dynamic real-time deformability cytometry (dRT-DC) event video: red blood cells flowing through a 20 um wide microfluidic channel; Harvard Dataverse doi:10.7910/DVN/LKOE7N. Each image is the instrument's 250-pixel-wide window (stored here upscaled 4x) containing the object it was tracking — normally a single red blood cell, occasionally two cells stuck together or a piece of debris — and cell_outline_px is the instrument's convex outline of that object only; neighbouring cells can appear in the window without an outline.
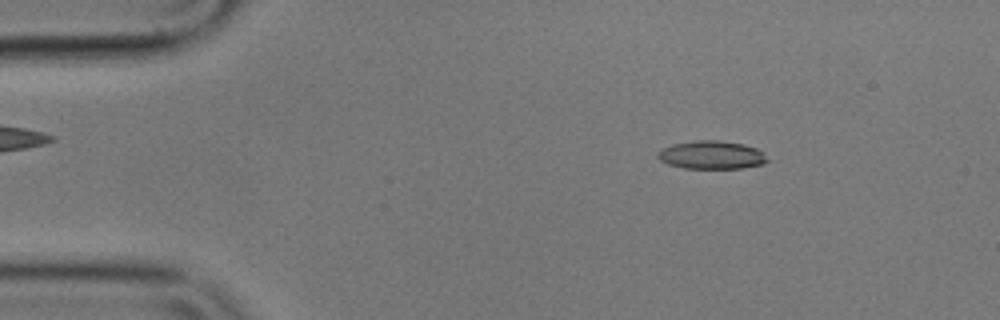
{"species": "common noctule bat (a hibernating species)", "species_latin": "Nyctalus noctula", "temperature_condition": "cold", "stored_images_in_passage": 56, "camera_frame_rate_fps": 3000, "um_per_image_px": 0.085, "animal": {"sex": "male", "body_mass_g": 17.9}, "frame": {"image": 1, "passage_image": 8, "time_ms": 2.333, "image_size_px": [1000, 320], "cell_outline_px": [[768, 160], [764, 164], [744, 168], [684, 168], [668, 164], [660, 160], [656, 156], [660, 148], [672, 144], [696, 140], [720, 140], [744, 144], [756, 148], [764, 152]], "centroid_in_image_um": [60.48, 13.16], "position_along_channel_um": 24.5, "area_um2": 18.21}}
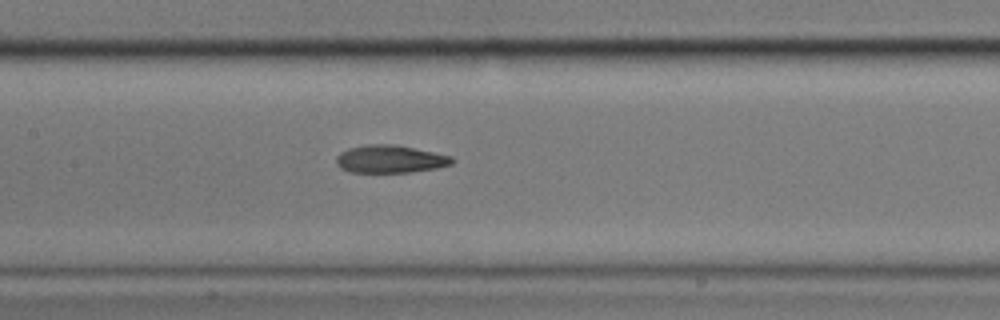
{"frame": {"image": 2, "passage_image": 26, "time_ms": 8.333, "image_size_px": [1000, 320], "cell_outline_px": [[456, 160], [452, 164], [436, 168], [408, 172], [348, 172], [340, 168], [336, 164], [336, 156], [340, 152], [348, 148], [368, 144], [392, 144], [452, 156]], "centroid_in_image_um": [33.13, 13.52], "position_along_channel_um": 174.3, "area_um2": 18.67}}
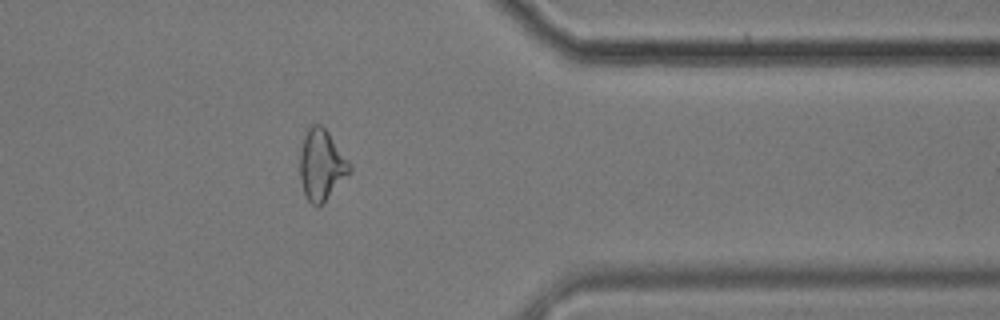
{"frame": {"image": 3, "passage_image": 45, "time_ms": 14.667, "image_size_px": [1000, 320], "cell_outline_px": [[352, 172], [316, 208], [308, 200], [304, 192], [300, 180], [300, 152], [304, 136], [308, 124], [320, 124], [328, 132], [352, 168]], "centroid_in_image_um": [27.3, 14.0], "position_along_channel_um": 384.1, "area_um2": 20.17}, "authors_computed_cell_mechanics": {"area_um2": 19.1029, "velocity_mm_per_s": 3.5438, "shape_relaxation_time_tau1_ms": 11.2179, "shape_relaxation_time_tau2_ms": 5.0668, "deformation_change_tau1": 0.2222, "deformation_change_tau2": 0.1541}}